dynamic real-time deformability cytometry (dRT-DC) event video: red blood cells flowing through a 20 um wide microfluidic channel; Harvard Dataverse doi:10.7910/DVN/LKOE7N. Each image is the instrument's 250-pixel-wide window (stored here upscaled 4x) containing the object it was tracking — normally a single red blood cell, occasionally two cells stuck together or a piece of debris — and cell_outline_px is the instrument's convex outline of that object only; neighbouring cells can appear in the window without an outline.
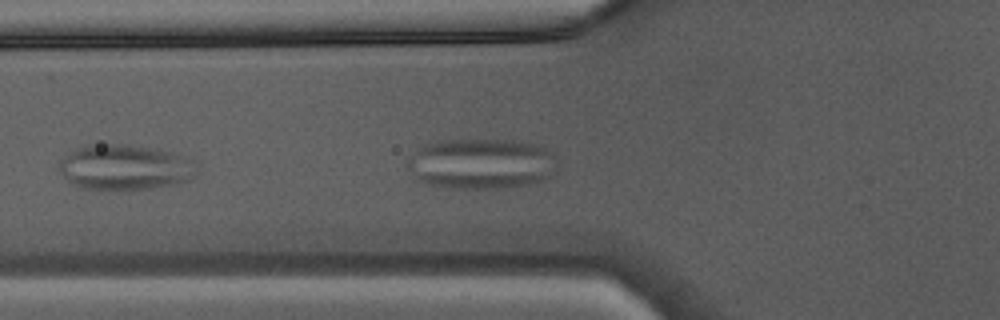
{"species": "Egyptian fruit bat (a non-hibernating species)", "species_latin": "Rousettus aegyptiacus", "temperature_condition": "warm", "stored_images_in_passage": 11, "camera_frame_rate_fps": 3000, "um_per_image_px": 0.085, "animal": {"sex": "male"}, "frame": {"image": 1, "passage_image": 2, "time_ms": 0.333, "image_size_px": [1000, 320], "cell_outline_px": [[200, 164], [196, 176], [188, 180], [172, 184], [152, 188], [112, 192], [80, 188], [68, 180], [60, 172], [60, 160], [76, 148], [88, 144], [128, 144], [160, 148], [196, 160]], "centroid_in_image_um": [10.68, 14.23], "position_along_channel_um": 115.1, "area_um2": 37.51}}